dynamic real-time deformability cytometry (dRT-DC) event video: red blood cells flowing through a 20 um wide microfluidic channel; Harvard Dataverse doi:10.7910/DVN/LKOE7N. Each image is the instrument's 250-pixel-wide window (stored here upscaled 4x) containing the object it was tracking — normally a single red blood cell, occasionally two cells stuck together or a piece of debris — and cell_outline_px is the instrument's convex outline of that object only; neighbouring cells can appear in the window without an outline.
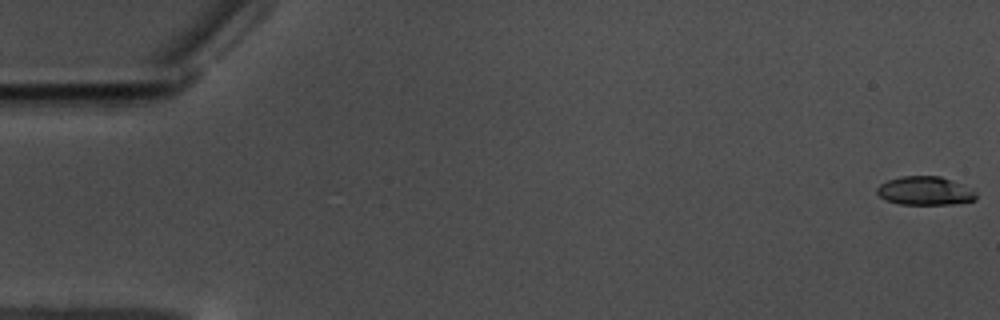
{"species": "common noctule bat (a hibernating species)", "species_latin": "Nyctalus noctula", "temperature_condition": "warm", "stored_images_in_passage": 59, "camera_frame_rate_fps": 3000, "um_per_image_px": 0.085, "animal": {"sex": "male", "body_mass_g": 17.5, "forearm_length_mm": 52.3}, "frame": {"image": 1, "passage_image": 1, "time_ms": 0.0, "image_size_px": [1000, 320], "cell_outline_px": [[976, 200], [952, 204], [900, 204], [884, 200], [876, 192], [876, 188], [880, 184], [888, 180], [900, 176], [940, 176], [952, 180], [976, 192]], "centroid_in_image_um": [78.59, 16.22], "position_along_channel_um": 6.4, "area_um2": 16.47}}
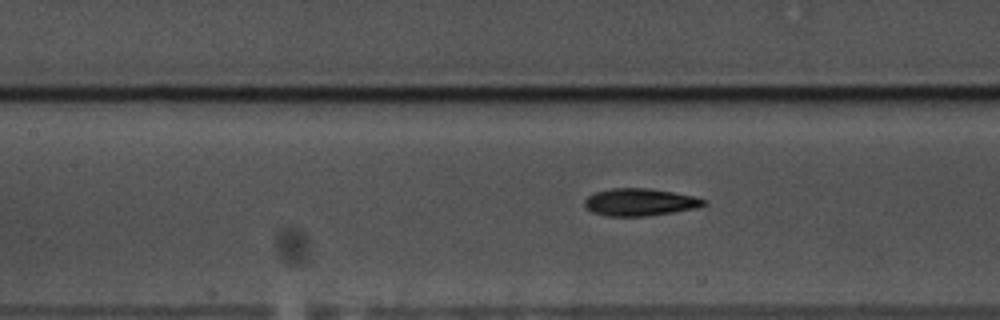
{"frame": {"image": 2, "passage_image": 27, "time_ms": 8.667, "image_size_px": [1000, 320], "cell_outline_px": [[708, 204], [696, 208], [648, 216], [608, 216], [592, 212], [584, 204], [584, 200], [588, 196], [596, 192], [612, 188], [648, 188], [672, 192], [692, 196], [708, 200]], "centroid_in_image_um": [54.4, 17.18], "position_along_channel_um": 153.0, "area_um2": 18.9}}
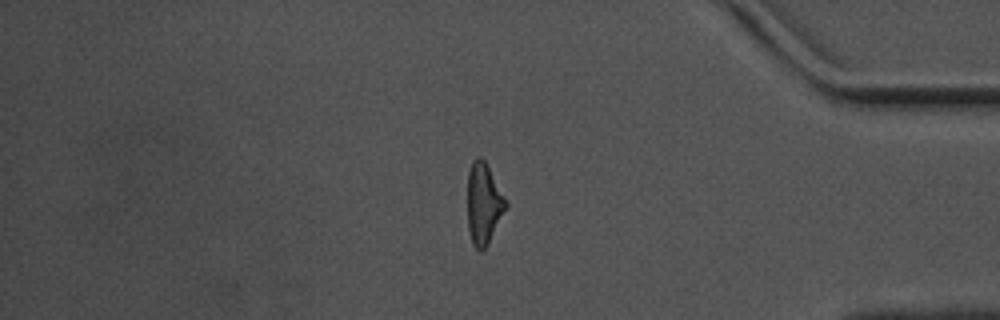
{"frame": {"image": 3, "passage_image": 50, "time_ms": 16.333, "image_size_px": [1000, 320], "cell_outline_px": [[508, 204], [488, 244], [480, 252], [472, 244], [468, 232], [468, 172], [472, 160], [476, 156], [480, 156], [484, 160]], "centroid_in_image_um": [41.08, 17.32], "position_along_channel_um": 394.1, "area_um2": 17.92}, "authors_computed_cell_mechanics": {"area_um2": 18.3226, "velocity_mm_per_s": 3.5108, "shape_relaxation_time_tau1_ms": 4.0993, "shape_relaxation_time_tau2_ms": 2.9085, "deformation_change_tau1": 0.1638, "deformation_change_tau2": 0.0981}}